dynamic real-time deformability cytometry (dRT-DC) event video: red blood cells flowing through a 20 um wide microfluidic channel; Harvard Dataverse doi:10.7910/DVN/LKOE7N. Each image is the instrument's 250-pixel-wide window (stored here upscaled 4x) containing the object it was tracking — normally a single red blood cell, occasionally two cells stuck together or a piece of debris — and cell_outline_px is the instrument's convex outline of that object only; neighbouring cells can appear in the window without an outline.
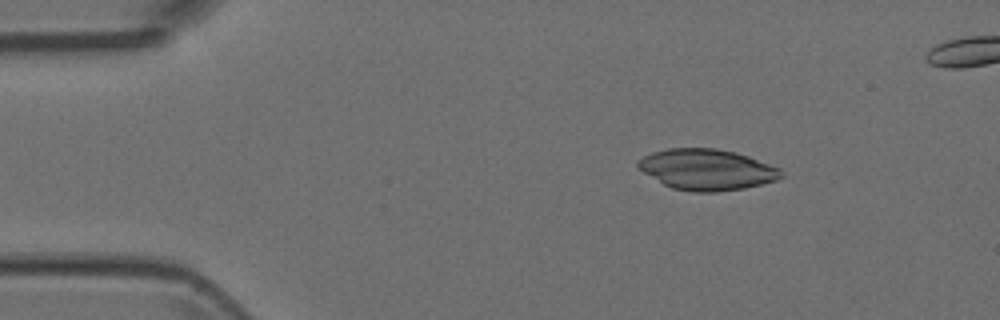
{"species": "Egyptian fruit bat (a non-hibernating species)", "species_latin": "Rousettus aegyptiacus", "temperature_condition": "room temperature", "stored_images_in_passage": 7, "segment_of_instrument_passage": [1, 2], "camera_frame_rate_fps": 3000, "um_per_image_px": 0.085, "animal": {"sex": "female"}, "frame": {"image": 1, "passage_image": 2, "time_ms": 0.333, "image_size_px": [1000, 320], "cell_outline_px": [[784, 176], [776, 180], [744, 188], [716, 192], [692, 192], [672, 188], [664, 184], [644, 172], [636, 164], [636, 160], [652, 152], [668, 148], [716, 148], [736, 152], [748, 156], [780, 168], [784, 172]], "centroid_in_image_um": [60.09, 14.41], "position_along_channel_um": 24.9, "area_um2": 34.1}}